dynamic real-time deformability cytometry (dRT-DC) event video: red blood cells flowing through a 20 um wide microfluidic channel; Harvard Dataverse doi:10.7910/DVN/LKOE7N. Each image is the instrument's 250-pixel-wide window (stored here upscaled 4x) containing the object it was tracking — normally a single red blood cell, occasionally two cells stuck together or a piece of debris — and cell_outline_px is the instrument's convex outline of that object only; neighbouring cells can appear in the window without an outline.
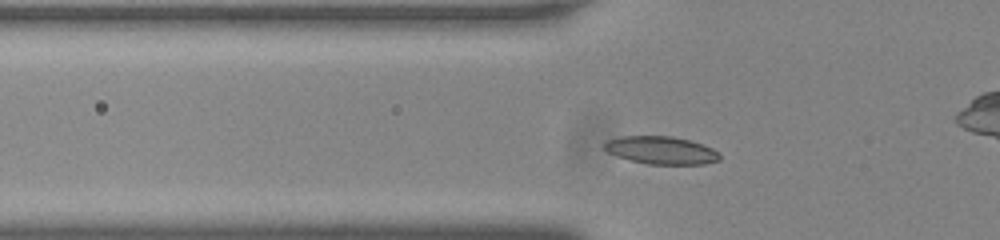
{"species": "common noctule bat (a hibernating species)", "species_latin": "Nyctalus noctula", "temperature_condition": "room temperature", "stored_images_in_passage": 39, "camera_frame_rate_fps": 3000, "um_per_image_px": 0.085, "animal": {"sex": "male", "body_mass_g": 20.0, "forearm_length_mm": 53.3}, "frame": {"image": 1, "passage_image": 2, "time_ms": 0.333, "image_size_px": [1000, 240], "cell_outline_px": [[720, 160], [704, 164], [648, 164], [632, 160], [608, 152], [600, 148], [604, 140], [620, 136], [672, 136], [688, 140], [712, 148], [720, 152]], "centroid_in_image_um": [56.16, 12.76], "position_along_channel_um": 69.6, "area_um2": 18.73}}
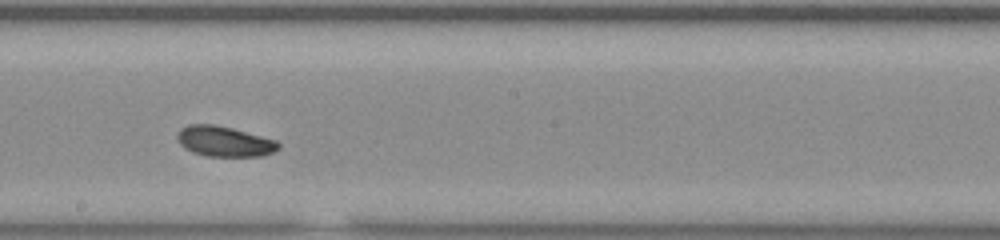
{"frame": {"image": 2, "passage_image": 15, "time_ms": 4.667, "image_size_px": [1000, 240], "cell_outline_px": [[280, 148], [272, 152], [260, 156], [208, 156], [192, 152], [184, 148], [180, 144], [176, 136], [180, 128], [188, 124], [216, 124], [232, 128], [276, 140], [280, 144]], "centroid_in_image_um": [19.04, 12.01], "position_along_channel_um": 229.2, "area_um2": 17.92}}
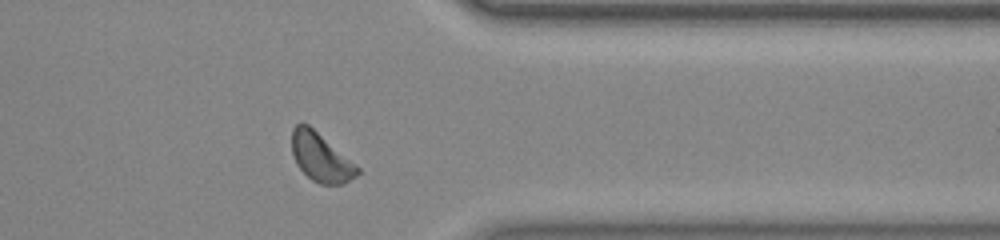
{"frame": {"image": 3, "passage_image": 28, "time_ms": 9.0, "image_size_px": [1000, 240], "cell_outline_px": [[360, 172], [356, 176], [344, 184], [320, 184], [312, 180], [296, 164], [292, 152], [292, 128], [296, 124], [308, 124], [356, 164], [360, 168]], "centroid_in_image_um": [27.28, 13.38], "position_along_channel_um": 384.1, "area_um2": 18.38}, "authors_computed_cell_mechanics": {"area_um2": 17.918, "velocity_mm_per_s": 3.7209, "shape_relaxation_time_tau1_ms": 2.1222, "shape_relaxation_time_tau2_ms": null, "deformation_change_tau1": 0.0959, "deformation_change_tau2": null}}